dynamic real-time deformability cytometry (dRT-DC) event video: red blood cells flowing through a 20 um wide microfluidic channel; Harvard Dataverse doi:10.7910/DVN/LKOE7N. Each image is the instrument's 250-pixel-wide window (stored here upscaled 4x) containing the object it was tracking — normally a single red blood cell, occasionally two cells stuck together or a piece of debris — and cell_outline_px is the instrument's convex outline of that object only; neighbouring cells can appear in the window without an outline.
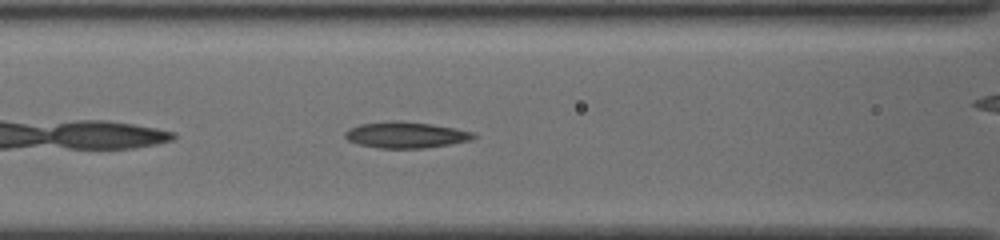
{"species": "common noctule bat (a hibernating species)", "species_latin": "Nyctalus noctula", "temperature_condition": "cold", "stored_images_in_passage": 36, "camera_frame_rate_fps": 3000, "um_per_image_px": 0.085, "animal": {"sex": "female", "body_mass_g": 19.5, "forearm_length_mm": 54.1}, "frame": {"image": 1, "passage_image": 6, "time_ms": 1.667, "image_size_px": [1000, 240], "cell_outline_px": [[476, 136], [472, 140], [424, 148], [376, 148], [360, 144], [348, 140], [344, 136], [344, 132], [348, 128], [360, 124], [432, 124], [472, 132]], "centroid_in_image_um": [34.49, 11.52], "position_along_channel_um": 132.1, "area_um2": 18.38}}
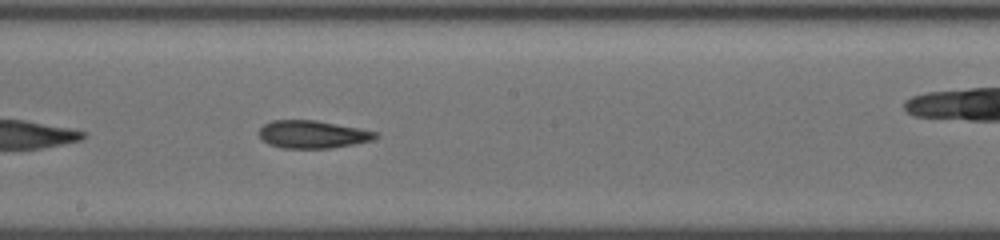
{"frame": {"image": 2, "passage_image": 13, "time_ms": 4.0, "image_size_px": [1000, 240], "cell_outline_px": [[380, 136], [372, 140], [352, 144], [328, 148], [284, 148], [268, 144], [260, 140], [256, 132], [264, 124], [272, 120], [316, 120], [360, 128], [380, 132]], "centroid_in_image_um": [26.54, 11.41], "position_along_channel_um": 221.7, "area_um2": 19.07}}
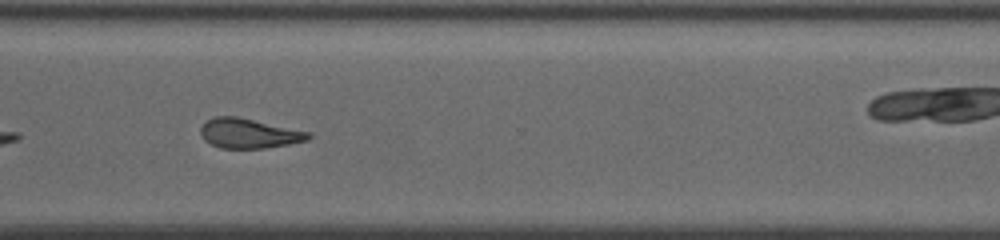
{"frame": {"image": 3, "passage_image": 23, "time_ms": 7.333, "image_size_px": [1000, 240], "cell_outline_px": [[312, 136], [308, 140], [288, 144], [264, 148], [220, 148], [204, 140], [200, 132], [200, 128], [208, 120], [216, 116], [236, 116], [312, 132]], "centroid_in_image_um": [21.18, 11.33], "position_along_channel_um": 349.4, "area_um2": 18.61}, "authors_computed_cell_mechanics": {"area_um2": 18.7272, "velocity_mm_per_s": 3.8432, "shape_relaxation_time_tau1_ms": 5.4325, "shape_relaxation_time_tau2_ms": 4.1241, "deformation_change_tau1": 0.1461, "deformation_change_tau2": 0.1359}}